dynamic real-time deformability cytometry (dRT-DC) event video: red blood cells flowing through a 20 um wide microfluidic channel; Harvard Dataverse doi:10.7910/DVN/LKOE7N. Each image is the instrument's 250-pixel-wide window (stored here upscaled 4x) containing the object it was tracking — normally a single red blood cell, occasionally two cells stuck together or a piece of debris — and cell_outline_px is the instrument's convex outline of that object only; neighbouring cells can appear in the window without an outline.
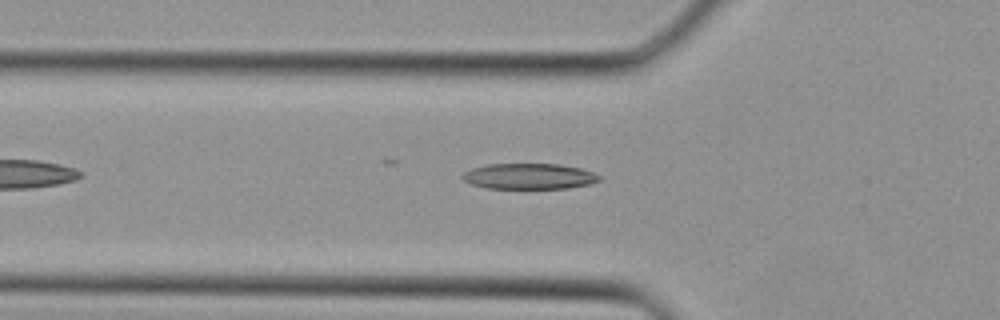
{"species": "Egyptian fruit bat (a non-hibernating species)", "species_latin": "Rousettus aegyptiacus", "temperature_condition": "cold", "stored_images_in_passage": 32, "camera_frame_rate_fps": 3000, "um_per_image_px": 0.085, "animal": {"sex": "female"}, "frame": {"image": 1, "passage_image": 6, "time_ms": 1.667, "image_size_px": [1000, 320], "cell_outline_px": [[600, 180], [592, 184], [568, 188], [488, 188], [472, 184], [464, 180], [460, 176], [464, 172], [472, 168], [488, 164], [560, 164], [580, 168], [592, 172], [600, 176]], "centroid_in_image_um": [44.99, 14.98], "position_along_channel_um": 80.8, "area_um2": 20.46}}
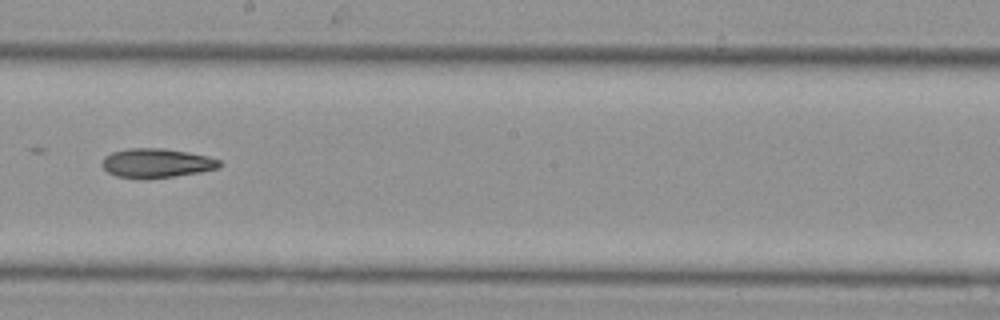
{"frame": {"image": 2, "passage_image": 15, "time_ms": 4.667, "image_size_px": [1000, 320], "cell_outline_px": [[220, 164], [216, 168], [200, 172], [172, 176], [140, 180], [116, 176], [108, 172], [100, 164], [104, 156], [112, 152], [128, 148], [164, 148], [204, 156], [220, 160]], "centroid_in_image_um": [13.2, 13.87], "position_along_channel_um": 235.0, "area_um2": 19.88}}
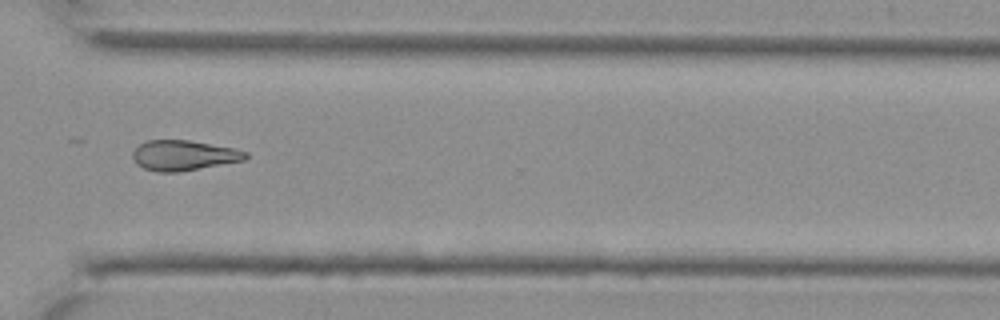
{"frame": {"image": 3, "passage_image": 22, "time_ms": 7.0, "image_size_px": [1000, 320], "cell_outline_px": [[248, 156], [244, 160], [176, 172], [156, 172], [144, 168], [136, 164], [132, 156], [132, 152], [140, 144], [148, 140], [188, 140], [232, 148], [248, 152]], "centroid_in_image_um": [15.57, 13.2], "position_along_channel_um": 355.0, "area_um2": 19.59}}